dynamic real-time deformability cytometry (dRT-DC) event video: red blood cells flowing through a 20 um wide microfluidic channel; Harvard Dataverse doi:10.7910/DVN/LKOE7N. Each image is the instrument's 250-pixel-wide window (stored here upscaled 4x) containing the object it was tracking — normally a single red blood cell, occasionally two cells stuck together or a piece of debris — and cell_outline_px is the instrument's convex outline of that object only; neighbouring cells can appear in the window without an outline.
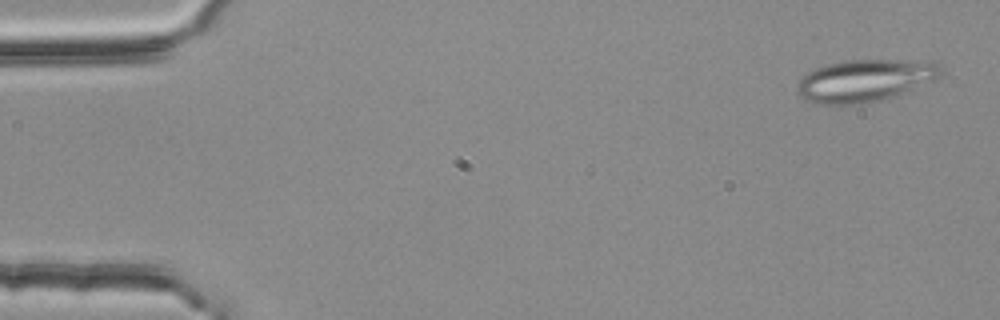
{"species": "common noctule bat (a hibernating species)", "species_latin": "Nyctalus noctula", "temperature_condition": "room temperature", "stored_images_in_passage": 3, "camera_frame_rate_fps": 3000, "um_per_image_px": 0.085, "animal": {"sex": "female", "body_mass_g": 25.1}, "frame": {"image": 1, "passage_image": 1, "time_ms": 0.0, "image_size_px": [1000, 320], "cell_outline_px": [[944, 72], [936, 80], [908, 92], [860, 104], [816, 104], [804, 100], [796, 92], [796, 88], [800, 80], [808, 72], [816, 68], [828, 64], [844, 60], [932, 60]], "centroid_in_image_um": [73.55, 6.84], "position_along_channel_um": 11.5, "area_um2": 35.6}}